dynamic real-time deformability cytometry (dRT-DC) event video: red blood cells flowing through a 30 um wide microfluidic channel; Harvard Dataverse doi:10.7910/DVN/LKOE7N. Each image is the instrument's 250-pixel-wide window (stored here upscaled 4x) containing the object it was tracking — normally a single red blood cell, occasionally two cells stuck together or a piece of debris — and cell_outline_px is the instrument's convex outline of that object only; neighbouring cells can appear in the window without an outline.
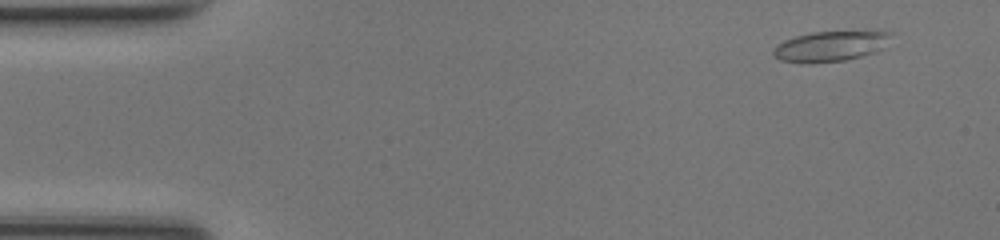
{"species": "common noctule bat (a hibernating species)", "species_latin": "Nyctalus noctula", "temperature_condition": "room temperature", "stored_images_in_passage": 49, "camera_frame_rate_fps": 3000, "um_per_image_px": 0.085, "animal": {"sex": "female", "body_mass_g": 17.0, "forearm_length_mm": 48.0}, "frame": {"image": 1, "passage_image": 4, "time_ms": 1.0, "image_size_px": [1000, 240], "cell_outline_px": [[892, 32], [884, 48], [876, 52], [844, 60], [780, 60], [772, 52], [776, 44], [784, 40], [796, 36], [812, 32]], "centroid_in_image_um": [70.61, 3.88], "position_along_channel_um": 14.4, "area_um2": 19.59}}
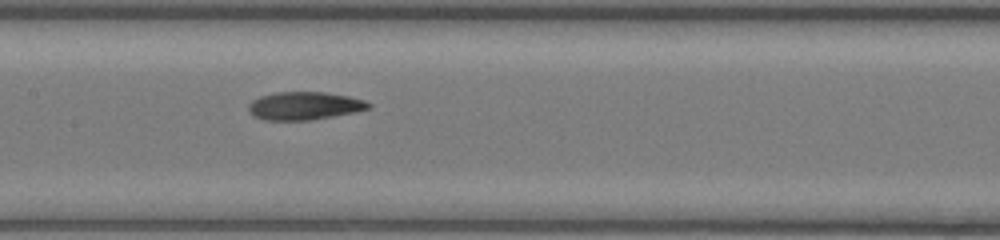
{"frame": {"image": 2, "passage_image": 24, "time_ms": 7.667, "image_size_px": [1000, 240], "cell_outline_px": [[372, 108], [332, 116], [308, 120], [264, 120], [252, 116], [248, 108], [248, 104], [252, 100], [260, 96], [276, 92], [324, 92], [348, 96], [364, 100], [372, 104]], "centroid_in_image_um": [25.84, 8.99], "position_along_channel_um": 181.6, "area_um2": 19.54}}
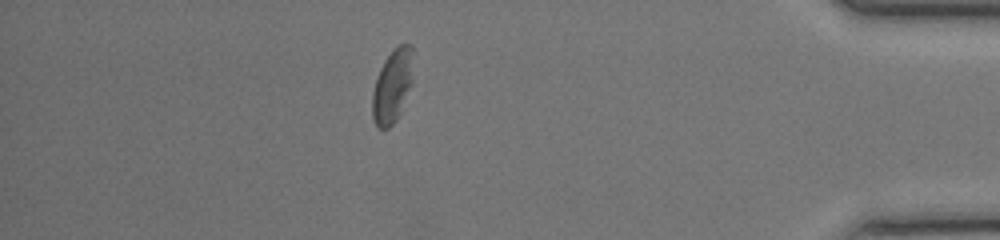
{"frame": {"image": 3, "passage_image": 43, "time_ms": 14.0, "image_size_px": [1000, 240], "cell_outline_px": [[412, 84], [400, 112], [396, 120], [388, 128], [380, 128], [376, 124], [372, 116], [372, 92], [380, 68], [384, 60], [400, 44], [412, 44]], "centroid_in_image_um": [33.35, 7.31], "position_along_channel_um": 401.8, "area_um2": 17.22}, "authors_computed_cell_mechanics": {"area_um2": 19.8254, "velocity_mm_per_s": 4.2072, "shape_relaxation_time_tau1_ms": 9.6694, "shape_relaxation_time_tau2_ms": 3.776, "deformation_change_tau1": 0.2426, "deformation_change_tau2": 0.115}}